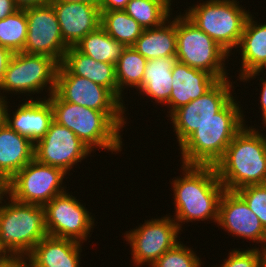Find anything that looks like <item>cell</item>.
Returning <instances> with one entry per match:
<instances>
[{
	"label": "cell",
	"instance_id": "1",
	"mask_svg": "<svg viewBox=\"0 0 266 267\" xmlns=\"http://www.w3.org/2000/svg\"><path fill=\"white\" fill-rule=\"evenodd\" d=\"M47 99L52 105L53 120L74 132L92 151H122L121 131L128 124L125 111H96L64 101L55 91Z\"/></svg>",
	"mask_w": 266,
	"mask_h": 267
},
{
	"label": "cell",
	"instance_id": "2",
	"mask_svg": "<svg viewBox=\"0 0 266 267\" xmlns=\"http://www.w3.org/2000/svg\"><path fill=\"white\" fill-rule=\"evenodd\" d=\"M182 177L171 182L175 215L173 219L182 230V223L213 220L217 223L219 202L225 191L214 166L181 165Z\"/></svg>",
	"mask_w": 266,
	"mask_h": 267
},
{
	"label": "cell",
	"instance_id": "3",
	"mask_svg": "<svg viewBox=\"0 0 266 267\" xmlns=\"http://www.w3.org/2000/svg\"><path fill=\"white\" fill-rule=\"evenodd\" d=\"M258 130L244 126L215 164L225 190L266 183V135Z\"/></svg>",
	"mask_w": 266,
	"mask_h": 267
},
{
	"label": "cell",
	"instance_id": "4",
	"mask_svg": "<svg viewBox=\"0 0 266 267\" xmlns=\"http://www.w3.org/2000/svg\"><path fill=\"white\" fill-rule=\"evenodd\" d=\"M239 103L233 97L179 146L182 165L215 166L234 136L246 126Z\"/></svg>",
	"mask_w": 266,
	"mask_h": 267
},
{
	"label": "cell",
	"instance_id": "5",
	"mask_svg": "<svg viewBox=\"0 0 266 267\" xmlns=\"http://www.w3.org/2000/svg\"><path fill=\"white\" fill-rule=\"evenodd\" d=\"M6 199L0 204V250L7 258H25L48 235L46 209Z\"/></svg>",
	"mask_w": 266,
	"mask_h": 267
},
{
	"label": "cell",
	"instance_id": "6",
	"mask_svg": "<svg viewBox=\"0 0 266 267\" xmlns=\"http://www.w3.org/2000/svg\"><path fill=\"white\" fill-rule=\"evenodd\" d=\"M185 16L229 54L237 49L251 14L236 0H207L189 6Z\"/></svg>",
	"mask_w": 266,
	"mask_h": 267
},
{
	"label": "cell",
	"instance_id": "7",
	"mask_svg": "<svg viewBox=\"0 0 266 267\" xmlns=\"http://www.w3.org/2000/svg\"><path fill=\"white\" fill-rule=\"evenodd\" d=\"M176 58L192 68L206 71L218 80L228 77L225 62L231 55L184 13L176 15Z\"/></svg>",
	"mask_w": 266,
	"mask_h": 267
},
{
	"label": "cell",
	"instance_id": "8",
	"mask_svg": "<svg viewBox=\"0 0 266 267\" xmlns=\"http://www.w3.org/2000/svg\"><path fill=\"white\" fill-rule=\"evenodd\" d=\"M58 66L53 58L45 55L14 53L0 83V94L10 92L30 96L47 89L50 96L56 88Z\"/></svg>",
	"mask_w": 266,
	"mask_h": 267
},
{
	"label": "cell",
	"instance_id": "9",
	"mask_svg": "<svg viewBox=\"0 0 266 267\" xmlns=\"http://www.w3.org/2000/svg\"><path fill=\"white\" fill-rule=\"evenodd\" d=\"M66 174L63 169L42 164L34 158L8 181V195L21 203L45 206L55 196L66 192L62 186Z\"/></svg>",
	"mask_w": 266,
	"mask_h": 267
},
{
	"label": "cell",
	"instance_id": "10",
	"mask_svg": "<svg viewBox=\"0 0 266 267\" xmlns=\"http://www.w3.org/2000/svg\"><path fill=\"white\" fill-rule=\"evenodd\" d=\"M171 217L166 214V217L145 220L141 226L124 233L135 265L148 264L150 267L163 253L180 242L178 235L181 230Z\"/></svg>",
	"mask_w": 266,
	"mask_h": 267
},
{
	"label": "cell",
	"instance_id": "11",
	"mask_svg": "<svg viewBox=\"0 0 266 267\" xmlns=\"http://www.w3.org/2000/svg\"><path fill=\"white\" fill-rule=\"evenodd\" d=\"M232 82L229 78L219 80L201 97L174 110L168 117L173 123L180 146L200 125L215 117L232 98Z\"/></svg>",
	"mask_w": 266,
	"mask_h": 267
},
{
	"label": "cell",
	"instance_id": "12",
	"mask_svg": "<svg viewBox=\"0 0 266 267\" xmlns=\"http://www.w3.org/2000/svg\"><path fill=\"white\" fill-rule=\"evenodd\" d=\"M47 234L81 243L91 236L94 219L91 212L69 192L55 196L45 206ZM90 235V236H89Z\"/></svg>",
	"mask_w": 266,
	"mask_h": 267
},
{
	"label": "cell",
	"instance_id": "13",
	"mask_svg": "<svg viewBox=\"0 0 266 267\" xmlns=\"http://www.w3.org/2000/svg\"><path fill=\"white\" fill-rule=\"evenodd\" d=\"M27 38L22 52L45 55L61 64L68 46L64 43L52 5L28 7Z\"/></svg>",
	"mask_w": 266,
	"mask_h": 267
},
{
	"label": "cell",
	"instance_id": "14",
	"mask_svg": "<svg viewBox=\"0 0 266 267\" xmlns=\"http://www.w3.org/2000/svg\"><path fill=\"white\" fill-rule=\"evenodd\" d=\"M91 153L74 132L53 120L46 134L35 143L34 158L42 164L61 168L68 175L74 165Z\"/></svg>",
	"mask_w": 266,
	"mask_h": 267
},
{
	"label": "cell",
	"instance_id": "15",
	"mask_svg": "<svg viewBox=\"0 0 266 267\" xmlns=\"http://www.w3.org/2000/svg\"><path fill=\"white\" fill-rule=\"evenodd\" d=\"M55 92L69 103L96 111H126L123 104L109 89L91 80L73 75L62 63L56 73Z\"/></svg>",
	"mask_w": 266,
	"mask_h": 267
},
{
	"label": "cell",
	"instance_id": "16",
	"mask_svg": "<svg viewBox=\"0 0 266 267\" xmlns=\"http://www.w3.org/2000/svg\"><path fill=\"white\" fill-rule=\"evenodd\" d=\"M217 226L242 239L266 248V230L245 200L236 192L225 190L219 202Z\"/></svg>",
	"mask_w": 266,
	"mask_h": 267
},
{
	"label": "cell",
	"instance_id": "17",
	"mask_svg": "<svg viewBox=\"0 0 266 267\" xmlns=\"http://www.w3.org/2000/svg\"><path fill=\"white\" fill-rule=\"evenodd\" d=\"M55 10L61 35L68 47L75 46L88 33L100 26L101 12L97 5L82 2H49Z\"/></svg>",
	"mask_w": 266,
	"mask_h": 267
},
{
	"label": "cell",
	"instance_id": "18",
	"mask_svg": "<svg viewBox=\"0 0 266 267\" xmlns=\"http://www.w3.org/2000/svg\"><path fill=\"white\" fill-rule=\"evenodd\" d=\"M32 96L30 100L24 101L10 116L7 109V102L4 110V123L11 129L30 139L34 144L40 140L49 130L50 124L53 121L52 105L44 98H36Z\"/></svg>",
	"mask_w": 266,
	"mask_h": 267
},
{
	"label": "cell",
	"instance_id": "19",
	"mask_svg": "<svg viewBox=\"0 0 266 267\" xmlns=\"http://www.w3.org/2000/svg\"><path fill=\"white\" fill-rule=\"evenodd\" d=\"M219 80L210 73L176 61L172 69V90L166 105L170 115L209 91Z\"/></svg>",
	"mask_w": 266,
	"mask_h": 267
},
{
	"label": "cell",
	"instance_id": "20",
	"mask_svg": "<svg viewBox=\"0 0 266 267\" xmlns=\"http://www.w3.org/2000/svg\"><path fill=\"white\" fill-rule=\"evenodd\" d=\"M83 243L46 235L25 257L28 267H80Z\"/></svg>",
	"mask_w": 266,
	"mask_h": 267
},
{
	"label": "cell",
	"instance_id": "21",
	"mask_svg": "<svg viewBox=\"0 0 266 267\" xmlns=\"http://www.w3.org/2000/svg\"><path fill=\"white\" fill-rule=\"evenodd\" d=\"M35 144L11 129L0 125V176L7 182L34 159Z\"/></svg>",
	"mask_w": 266,
	"mask_h": 267
},
{
	"label": "cell",
	"instance_id": "22",
	"mask_svg": "<svg viewBox=\"0 0 266 267\" xmlns=\"http://www.w3.org/2000/svg\"><path fill=\"white\" fill-rule=\"evenodd\" d=\"M62 64L76 76L85 77L92 82L109 89L118 98L116 69L112 63L95 61L81 53L75 46L65 52Z\"/></svg>",
	"mask_w": 266,
	"mask_h": 267
},
{
	"label": "cell",
	"instance_id": "23",
	"mask_svg": "<svg viewBox=\"0 0 266 267\" xmlns=\"http://www.w3.org/2000/svg\"><path fill=\"white\" fill-rule=\"evenodd\" d=\"M249 15L237 51H241V70L238 78L266 67V23L258 24Z\"/></svg>",
	"mask_w": 266,
	"mask_h": 267
},
{
	"label": "cell",
	"instance_id": "24",
	"mask_svg": "<svg viewBox=\"0 0 266 267\" xmlns=\"http://www.w3.org/2000/svg\"><path fill=\"white\" fill-rule=\"evenodd\" d=\"M176 61L175 56L149 59L138 93L150 97L155 101L153 103L166 105L172 90V69Z\"/></svg>",
	"mask_w": 266,
	"mask_h": 267
},
{
	"label": "cell",
	"instance_id": "25",
	"mask_svg": "<svg viewBox=\"0 0 266 267\" xmlns=\"http://www.w3.org/2000/svg\"><path fill=\"white\" fill-rule=\"evenodd\" d=\"M132 47L147 60L176 56V17L158 27L144 29Z\"/></svg>",
	"mask_w": 266,
	"mask_h": 267
},
{
	"label": "cell",
	"instance_id": "26",
	"mask_svg": "<svg viewBox=\"0 0 266 267\" xmlns=\"http://www.w3.org/2000/svg\"><path fill=\"white\" fill-rule=\"evenodd\" d=\"M75 47L95 61L114 65L117 64L120 55L126 49L124 44L112 38L101 26L83 37Z\"/></svg>",
	"mask_w": 266,
	"mask_h": 267
},
{
	"label": "cell",
	"instance_id": "27",
	"mask_svg": "<svg viewBox=\"0 0 266 267\" xmlns=\"http://www.w3.org/2000/svg\"><path fill=\"white\" fill-rule=\"evenodd\" d=\"M147 59L129 46L120 55L115 65L118 86V99L124 104L123 90L127 87L139 89L142 85ZM127 86V87H126ZM123 89V90H122Z\"/></svg>",
	"mask_w": 266,
	"mask_h": 267
},
{
	"label": "cell",
	"instance_id": "28",
	"mask_svg": "<svg viewBox=\"0 0 266 267\" xmlns=\"http://www.w3.org/2000/svg\"><path fill=\"white\" fill-rule=\"evenodd\" d=\"M100 12V26L107 34L126 47L133 46L144 30V28L124 10Z\"/></svg>",
	"mask_w": 266,
	"mask_h": 267
},
{
	"label": "cell",
	"instance_id": "29",
	"mask_svg": "<svg viewBox=\"0 0 266 267\" xmlns=\"http://www.w3.org/2000/svg\"><path fill=\"white\" fill-rule=\"evenodd\" d=\"M124 11L144 29L162 25L172 14V8L161 0H130Z\"/></svg>",
	"mask_w": 266,
	"mask_h": 267
},
{
	"label": "cell",
	"instance_id": "30",
	"mask_svg": "<svg viewBox=\"0 0 266 267\" xmlns=\"http://www.w3.org/2000/svg\"><path fill=\"white\" fill-rule=\"evenodd\" d=\"M27 38V17L24 9L0 20V45L13 53L22 52Z\"/></svg>",
	"mask_w": 266,
	"mask_h": 267
},
{
	"label": "cell",
	"instance_id": "31",
	"mask_svg": "<svg viewBox=\"0 0 266 267\" xmlns=\"http://www.w3.org/2000/svg\"><path fill=\"white\" fill-rule=\"evenodd\" d=\"M196 251L177 243L172 249L163 253L150 267H201V259Z\"/></svg>",
	"mask_w": 266,
	"mask_h": 267
},
{
	"label": "cell",
	"instance_id": "32",
	"mask_svg": "<svg viewBox=\"0 0 266 267\" xmlns=\"http://www.w3.org/2000/svg\"><path fill=\"white\" fill-rule=\"evenodd\" d=\"M236 192L245 200L266 230V183L248 185L238 189Z\"/></svg>",
	"mask_w": 266,
	"mask_h": 267
},
{
	"label": "cell",
	"instance_id": "33",
	"mask_svg": "<svg viewBox=\"0 0 266 267\" xmlns=\"http://www.w3.org/2000/svg\"><path fill=\"white\" fill-rule=\"evenodd\" d=\"M223 261L218 267H262V249L256 245L246 250L234 248Z\"/></svg>",
	"mask_w": 266,
	"mask_h": 267
},
{
	"label": "cell",
	"instance_id": "34",
	"mask_svg": "<svg viewBox=\"0 0 266 267\" xmlns=\"http://www.w3.org/2000/svg\"><path fill=\"white\" fill-rule=\"evenodd\" d=\"M130 0H101L100 11L124 10Z\"/></svg>",
	"mask_w": 266,
	"mask_h": 267
},
{
	"label": "cell",
	"instance_id": "35",
	"mask_svg": "<svg viewBox=\"0 0 266 267\" xmlns=\"http://www.w3.org/2000/svg\"><path fill=\"white\" fill-rule=\"evenodd\" d=\"M13 52L0 45V83L6 71V67L13 56Z\"/></svg>",
	"mask_w": 266,
	"mask_h": 267
},
{
	"label": "cell",
	"instance_id": "36",
	"mask_svg": "<svg viewBox=\"0 0 266 267\" xmlns=\"http://www.w3.org/2000/svg\"><path fill=\"white\" fill-rule=\"evenodd\" d=\"M18 9L13 0H0V20L13 14Z\"/></svg>",
	"mask_w": 266,
	"mask_h": 267
},
{
	"label": "cell",
	"instance_id": "37",
	"mask_svg": "<svg viewBox=\"0 0 266 267\" xmlns=\"http://www.w3.org/2000/svg\"><path fill=\"white\" fill-rule=\"evenodd\" d=\"M19 9H25L28 7L43 6L49 4L51 0H13Z\"/></svg>",
	"mask_w": 266,
	"mask_h": 267
},
{
	"label": "cell",
	"instance_id": "38",
	"mask_svg": "<svg viewBox=\"0 0 266 267\" xmlns=\"http://www.w3.org/2000/svg\"><path fill=\"white\" fill-rule=\"evenodd\" d=\"M263 77H260V80H261V83H262V90L260 91V108H261V112H262V119H263V122L262 124L266 123V79L264 80V78L262 79Z\"/></svg>",
	"mask_w": 266,
	"mask_h": 267
},
{
	"label": "cell",
	"instance_id": "39",
	"mask_svg": "<svg viewBox=\"0 0 266 267\" xmlns=\"http://www.w3.org/2000/svg\"><path fill=\"white\" fill-rule=\"evenodd\" d=\"M0 267H28L25 258H6Z\"/></svg>",
	"mask_w": 266,
	"mask_h": 267
},
{
	"label": "cell",
	"instance_id": "40",
	"mask_svg": "<svg viewBox=\"0 0 266 267\" xmlns=\"http://www.w3.org/2000/svg\"><path fill=\"white\" fill-rule=\"evenodd\" d=\"M8 194V182L0 176V204ZM4 196V197H3Z\"/></svg>",
	"mask_w": 266,
	"mask_h": 267
},
{
	"label": "cell",
	"instance_id": "41",
	"mask_svg": "<svg viewBox=\"0 0 266 267\" xmlns=\"http://www.w3.org/2000/svg\"><path fill=\"white\" fill-rule=\"evenodd\" d=\"M8 99L5 95L0 94V125L4 122V110Z\"/></svg>",
	"mask_w": 266,
	"mask_h": 267
},
{
	"label": "cell",
	"instance_id": "42",
	"mask_svg": "<svg viewBox=\"0 0 266 267\" xmlns=\"http://www.w3.org/2000/svg\"><path fill=\"white\" fill-rule=\"evenodd\" d=\"M51 1L65 2V3L82 2V3L97 5V6H99L101 2V0H51Z\"/></svg>",
	"mask_w": 266,
	"mask_h": 267
},
{
	"label": "cell",
	"instance_id": "43",
	"mask_svg": "<svg viewBox=\"0 0 266 267\" xmlns=\"http://www.w3.org/2000/svg\"><path fill=\"white\" fill-rule=\"evenodd\" d=\"M266 69V67L262 70V71H253V72H251V73H249V74H247V75H245L244 77H242L241 79H240V81L242 82H246V81H249V80H251V79H254V78H256V76H258V75H260L259 73H263V71Z\"/></svg>",
	"mask_w": 266,
	"mask_h": 267
},
{
	"label": "cell",
	"instance_id": "44",
	"mask_svg": "<svg viewBox=\"0 0 266 267\" xmlns=\"http://www.w3.org/2000/svg\"><path fill=\"white\" fill-rule=\"evenodd\" d=\"M262 267H266V248L262 250Z\"/></svg>",
	"mask_w": 266,
	"mask_h": 267
},
{
	"label": "cell",
	"instance_id": "45",
	"mask_svg": "<svg viewBox=\"0 0 266 267\" xmlns=\"http://www.w3.org/2000/svg\"><path fill=\"white\" fill-rule=\"evenodd\" d=\"M7 257L4 255V253L0 250V263H2Z\"/></svg>",
	"mask_w": 266,
	"mask_h": 267
},
{
	"label": "cell",
	"instance_id": "46",
	"mask_svg": "<svg viewBox=\"0 0 266 267\" xmlns=\"http://www.w3.org/2000/svg\"><path fill=\"white\" fill-rule=\"evenodd\" d=\"M161 1H163L164 3H166L170 8H171V2H172V0H161Z\"/></svg>",
	"mask_w": 266,
	"mask_h": 267
}]
</instances>
